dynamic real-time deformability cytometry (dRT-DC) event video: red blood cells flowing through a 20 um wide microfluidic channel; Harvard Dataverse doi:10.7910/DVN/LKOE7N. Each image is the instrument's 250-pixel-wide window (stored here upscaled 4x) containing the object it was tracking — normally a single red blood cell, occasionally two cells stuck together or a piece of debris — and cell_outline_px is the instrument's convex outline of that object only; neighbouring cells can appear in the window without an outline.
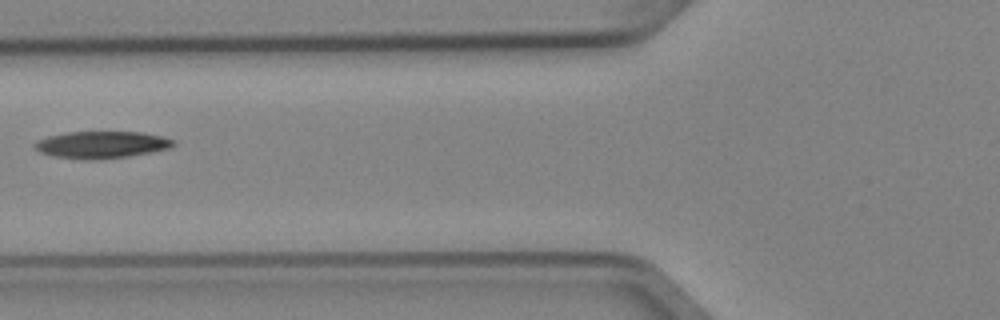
{"species": "Egyptian fruit bat (a non-hibernating species)", "species_latin": "Rousettus aegyptiacus", "temperature_condition": "cold", "stored_images_in_passage": 7, "camera_frame_rate_fps": 3000, "um_per_image_px": 0.085, "animal": {"sex": "female"}, "frame": {"image": 1, "passage_image": 6, "time_ms": 1.667, "image_size_px": [1000, 320], "cell_outline_px": [[176, 144], [172, 148], [152, 152], [128, 156], [100, 160], [84, 160], [52, 156], [40, 152], [36, 148], [36, 140], [48, 136], [64, 132], [144, 132], [176, 140]], "centroid_in_image_um": [8.67, 12.31], "position_along_channel_um": 117.1, "area_um2": 22.08}}
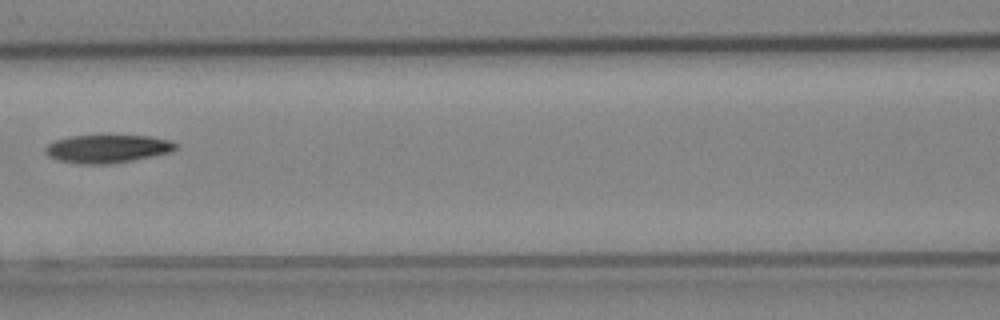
{"frame": {"image": 2, "passage_image": 7, "time_ms": 2.0, "image_size_px": [1000, 320], "cell_outline_px": [[180, 144], [172, 152], [132, 160], [104, 164], [80, 164], [56, 160], [48, 156], [44, 152], [44, 148], [48, 144], [56, 140], [68, 136], [152, 136], [168, 140]], "centroid_in_image_um": [9.11, 12.64], "position_along_channel_um": 157.5, "area_um2": 21.33}}